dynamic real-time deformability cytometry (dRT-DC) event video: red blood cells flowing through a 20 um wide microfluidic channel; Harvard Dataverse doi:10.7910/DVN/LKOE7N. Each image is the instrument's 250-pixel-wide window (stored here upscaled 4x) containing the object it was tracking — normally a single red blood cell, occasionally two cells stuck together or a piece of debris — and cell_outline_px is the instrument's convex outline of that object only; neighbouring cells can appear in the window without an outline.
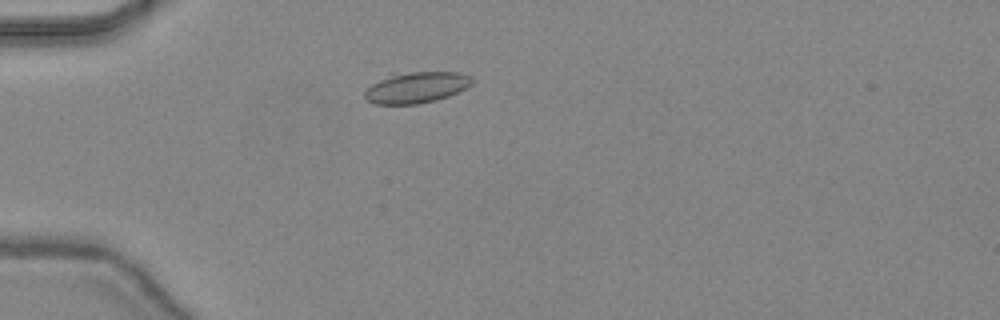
{"species": "common noctule bat (a hibernating species)", "species_latin": "Nyctalus noctula", "temperature_condition": "warm", "stored_images_in_passage": 39, "camera_frame_rate_fps": 3000, "um_per_image_px": 0.085, "animal": {"sex": "female", "body_mass_g": 24.6, "forearm_length_mm": 56.2}, "frame": {"image": 1, "passage_image": 7, "time_ms": 2.0, "image_size_px": [1000, 320], "cell_outline_px": [[476, 80], [472, 84], [448, 96], [436, 100], [420, 104], [376, 104], [368, 100], [364, 96], [364, 92], [372, 84], [388, 72], [460, 72], [472, 76]], "centroid_in_image_um": [35.38, 7.4], "position_along_channel_um": 49.6, "area_um2": 19.83}}
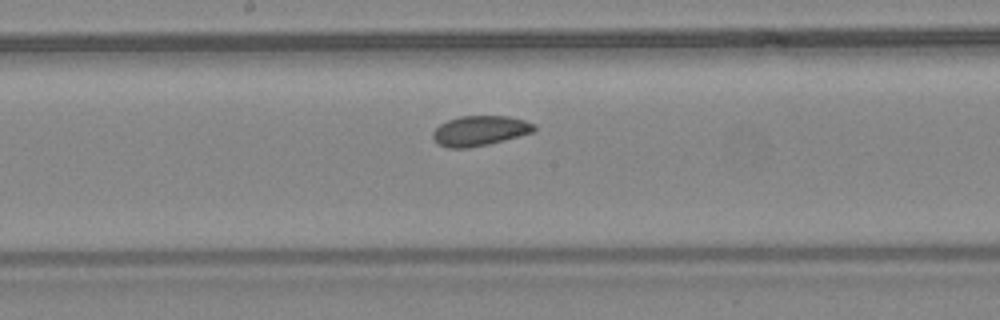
{"frame": {"image": 2, "passage_image": 19, "time_ms": 6.0, "image_size_px": [1000, 320], "cell_outline_px": [[536, 128], [532, 132], [520, 136], [488, 144], [468, 148], [448, 148], [436, 144], [432, 136], [432, 132], [440, 124], [448, 120], [460, 116], [508, 116], [524, 120], [532, 124]], "centroid_in_image_um": [40.74, 11.12], "position_along_channel_um": 207.5, "area_um2": 17.69}}
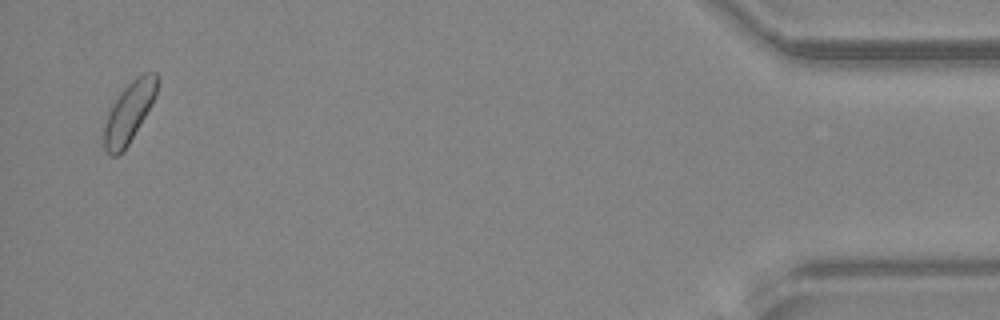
{"frame": {"image": 3, "passage_image": 39, "time_ms": 12.667, "image_size_px": [1000, 320], "cell_outline_px": [[160, 84], [156, 96], [152, 104], [124, 152], [116, 156], [112, 156], [104, 148], [104, 124], [108, 112], [112, 104], [124, 88], [136, 76], [144, 72], [156, 72], [160, 80]], "centroid_in_image_um": [11.0, 9.51], "position_along_channel_um": 424.2, "area_um2": 18.9}}